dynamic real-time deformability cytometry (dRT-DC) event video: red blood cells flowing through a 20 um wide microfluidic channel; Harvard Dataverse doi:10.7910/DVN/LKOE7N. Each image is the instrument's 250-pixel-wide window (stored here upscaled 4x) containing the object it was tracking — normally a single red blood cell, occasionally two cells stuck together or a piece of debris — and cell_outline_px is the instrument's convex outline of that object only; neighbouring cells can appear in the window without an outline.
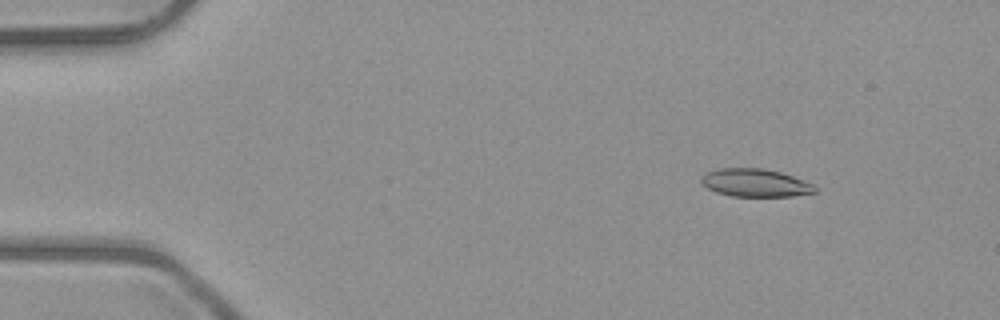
{"species": "common noctule bat (a hibernating species)", "species_latin": "Nyctalus noctula", "temperature_condition": "room temperature", "stored_images_in_passage": 5, "camera_frame_rate_fps": 3000, "um_per_image_px": 0.085, "animal": {"sex": "male", "body_mass_g": 23.1, "forearm_length_mm": 52.7}, "frame": {"image": 1, "passage_image": 2, "time_ms": 1.333, "image_size_px": [1000, 320], "cell_outline_px": [[816, 192], [792, 196], [732, 196], [716, 192], [708, 188], [700, 180], [700, 176], [704, 172], [716, 168], [764, 168], [780, 172], [816, 184]], "centroid_in_image_um": [64.18, 15.53], "position_along_channel_um": 20.8, "area_um2": 18.67}}
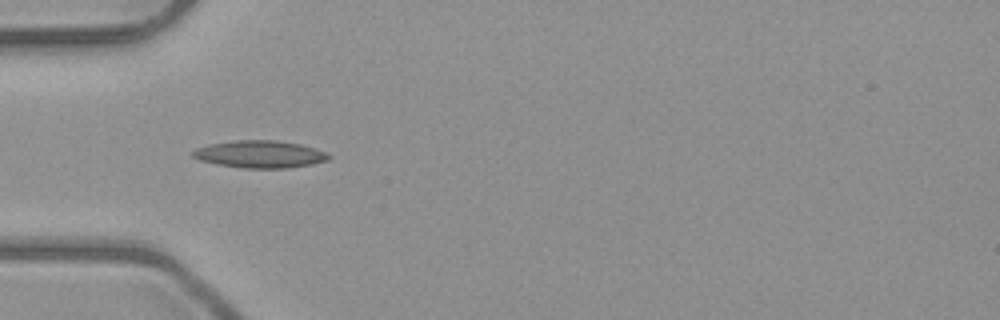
{"frame": {"image": 2, "passage_image": 5, "time_ms": 4.667, "image_size_px": [1000, 320], "cell_outline_px": [[332, 156], [328, 160], [312, 164], [288, 168], [244, 168], [216, 164], [200, 160], [192, 156], [192, 152], [196, 148], [208, 144], [236, 140], [276, 140], [300, 144], [316, 148]], "centroid_in_image_um": [22.09, 13.1], "position_along_channel_um": 62.9, "area_um2": 21.68}}